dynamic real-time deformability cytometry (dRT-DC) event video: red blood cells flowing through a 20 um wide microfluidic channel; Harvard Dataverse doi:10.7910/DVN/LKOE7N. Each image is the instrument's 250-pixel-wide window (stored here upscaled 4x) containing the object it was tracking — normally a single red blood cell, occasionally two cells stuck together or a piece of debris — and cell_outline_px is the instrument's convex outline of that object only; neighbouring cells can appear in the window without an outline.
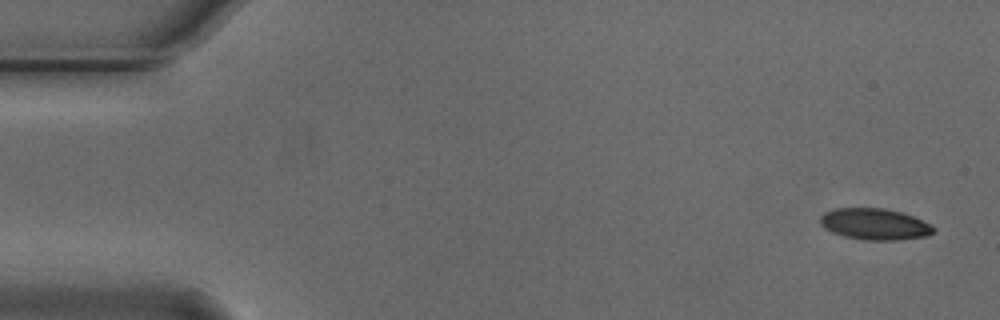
{"species": "Egyptian fruit bat (a non-hibernating species)", "species_latin": "Rousettus aegyptiacus", "temperature_condition": "cold", "stored_images_in_passage": 6, "camera_frame_rate_fps": 3000, "um_per_image_px": 0.085, "animal": {"sex": "male"}, "frame": {"image": 1, "passage_image": 1, "time_ms": 0.0, "image_size_px": [1000, 320], "cell_outline_px": [[936, 228], [928, 236], [896, 240], [864, 240], [844, 236], [832, 232], [824, 228], [820, 224], [820, 216], [824, 212], [836, 208], [884, 208], [900, 212], [912, 216], [932, 224]], "centroid_in_image_um": [74.34, 19.05], "position_along_channel_um": 10.7, "area_um2": 20.75}}
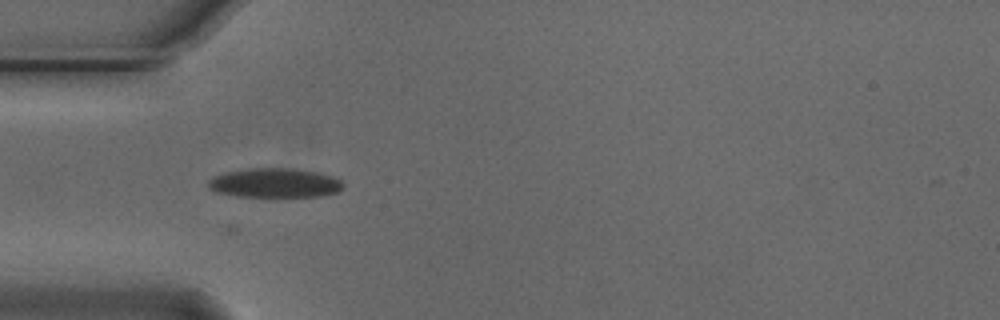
{"frame": {"image": 2, "passage_image": 5, "time_ms": 1.333, "image_size_px": [1000, 320], "cell_outline_px": [[344, 188], [336, 192], [320, 196], [236, 196], [216, 192], [208, 188], [208, 180], [212, 176], [224, 172], [248, 168], [288, 168], [320, 172], [332, 176], [340, 180], [344, 184]], "centroid_in_image_um": [23.33, 15.54], "position_along_channel_um": 61.7, "area_um2": 23.18}}
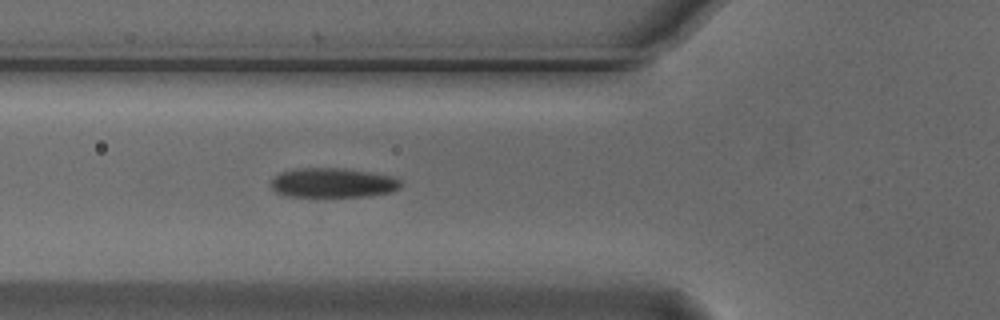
{"frame": {"image": 3, "passage_image": 6, "time_ms": 1.667, "image_size_px": [1000, 320], "cell_outline_px": [[400, 188], [392, 192], [372, 196], [288, 196], [276, 192], [272, 188], [272, 180], [280, 172], [296, 168], [344, 168], [392, 176], [400, 180]], "centroid_in_image_um": [28.31, 15.53], "position_along_channel_um": 97.5, "area_um2": 22.25}}